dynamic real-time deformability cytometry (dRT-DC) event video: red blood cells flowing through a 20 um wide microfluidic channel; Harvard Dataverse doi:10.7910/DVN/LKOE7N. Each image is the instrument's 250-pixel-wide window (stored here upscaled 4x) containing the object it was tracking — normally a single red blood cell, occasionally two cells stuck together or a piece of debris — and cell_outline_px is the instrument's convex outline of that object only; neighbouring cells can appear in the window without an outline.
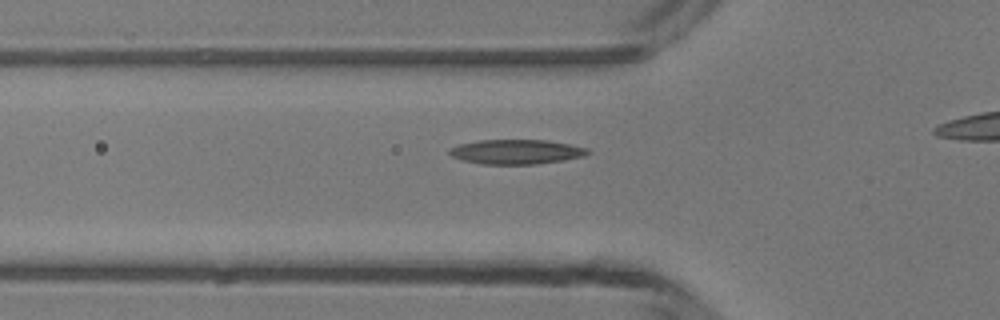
{"species": "common noctule bat (a hibernating species)", "species_latin": "Nyctalus noctula", "temperature_condition": "room temperature", "stored_images_in_passage": 34, "camera_frame_rate_fps": 3000, "um_per_image_px": 0.085, "animal": {"sex": "male", "body_mass_g": 13.3}, "frame": {"image": 1, "passage_image": 11, "time_ms": 3.333, "image_size_px": [1000, 320], "cell_outline_px": [[592, 152], [584, 156], [564, 160], [536, 164], [480, 164], [464, 160], [452, 156], [448, 152], [448, 148], [460, 144], [480, 140], [544, 140], [568, 144], [588, 148]], "centroid_in_image_um": [43.89, 12.9], "position_along_channel_um": 81.9, "area_um2": 19.77}}
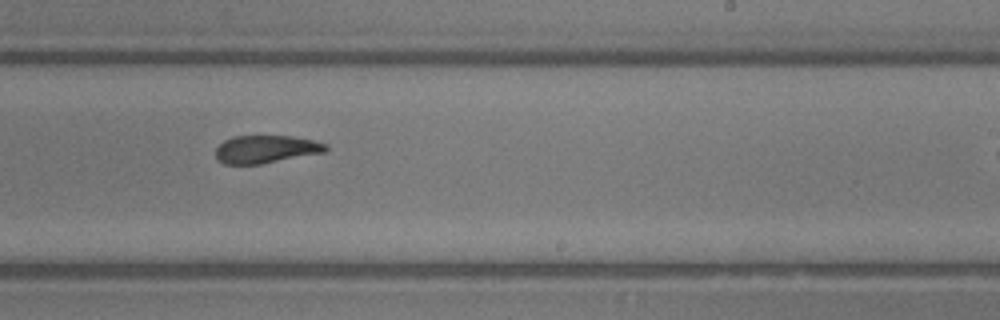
{"frame": {"image": 2, "passage_image": 24, "time_ms": 7.667, "image_size_px": [1000, 320], "cell_outline_px": [[328, 148], [324, 152], [260, 164], [224, 164], [216, 156], [216, 148], [224, 140], [236, 136], [292, 136], [312, 140], [328, 144]], "centroid_in_image_um": [22.61, 12.68], "position_along_channel_um": 266.4, "area_um2": 17.63}}
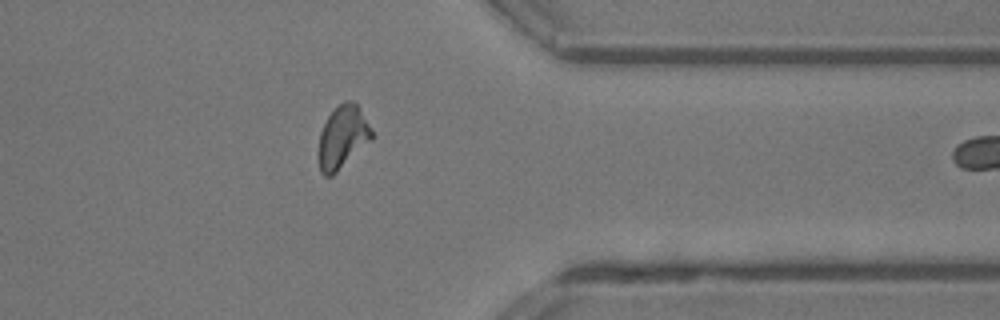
{"frame": {"image": 3, "passage_image": 33, "time_ms": 10.667, "image_size_px": [1000, 320], "cell_outline_px": [[376, 136], [372, 140], [332, 176], [324, 176], [320, 172], [316, 152], [320, 132], [328, 116], [344, 100], [352, 100], [360, 108]], "centroid_in_image_um": [29.11, 11.68], "position_along_channel_um": 382.3, "area_um2": 19.88}}